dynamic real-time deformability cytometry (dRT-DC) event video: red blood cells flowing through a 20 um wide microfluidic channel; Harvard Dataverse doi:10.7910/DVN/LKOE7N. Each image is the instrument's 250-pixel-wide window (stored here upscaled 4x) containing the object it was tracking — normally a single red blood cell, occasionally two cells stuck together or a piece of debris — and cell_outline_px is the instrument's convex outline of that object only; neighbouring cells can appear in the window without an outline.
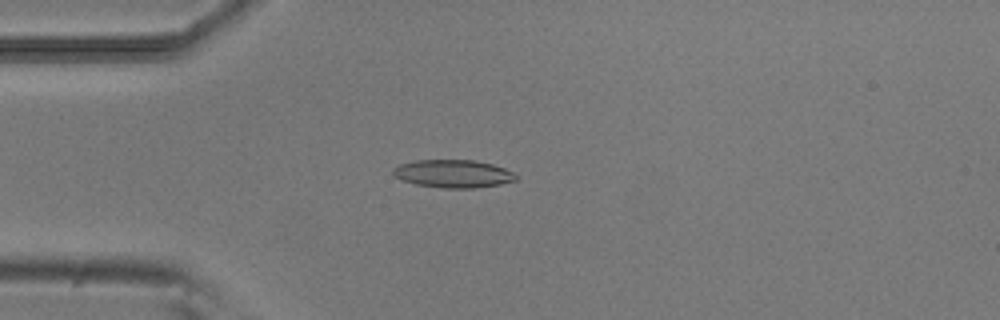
{"species": "common noctule bat (a hibernating species)", "species_latin": "Nyctalus noctula", "temperature_condition": "room temperature", "stored_images_in_passage": 42, "camera_frame_rate_fps": 3000, "um_per_image_px": 0.085, "animal": {"sex": "male", "body_mass_g": 20.5, "forearm_length_mm": 52.5}, "frame": {"image": 1, "passage_image": 3, "time_ms": 0.667, "image_size_px": [1000, 320], "cell_outline_px": [[516, 180], [500, 184], [476, 188], [444, 188], [416, 184], [404, 180], [396, 176], [392, 172], [392, 168], [400, 164], [416, 160], [476, 160], [492, 164], [504, 168], [512, 172], [516, 176]], "centroid_in_image_um": [38.52, 14.76], "position_along_channel_um": 46.5, "area_um2": 19.83}}
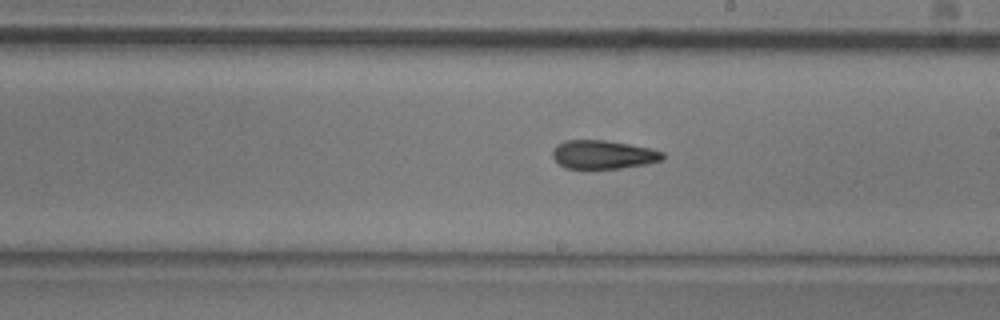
{"frame": {"image": 2, "passage_image": 19, "time_ms": 6.0, "image_size_px": [1000, 320], "cell_outline_px": [[664, 160], [648, 164], [620, 168], [564, 168], [552, 156], [552, 152], [556, 144], [564, 140], [604, 140], [628, 144], [648, 148], [664, 152]], "centroid_in_image_um": [51.27, 13.14], "position_along_channel_um": 237.7, "area_um2": 18.32}}
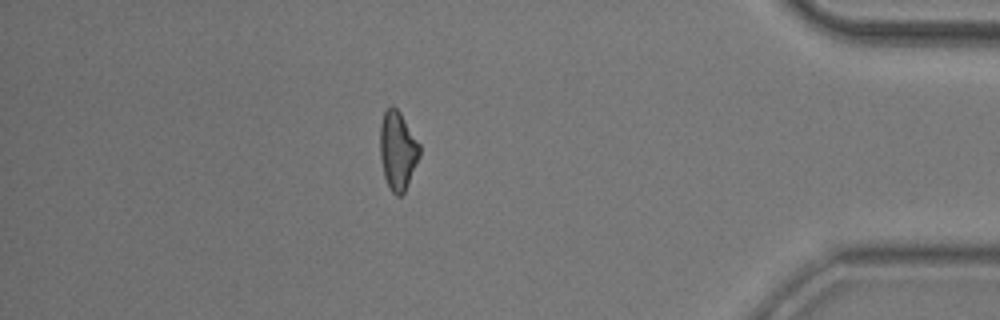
{"frame": {"image": 3, "passage_image": 35, "time_ms": 11.333, "image_size_px": [1000, 320], "cell_outline_px": [[420, 156], [404, 192], [400, 196], [396, 196], [392, 192], [384, 176], [380, 156], [380, 124], [384, 112], [392, 104], [400, 112], [420, 144]], "centroid_in_image_um": [33.8, 12.78], "position_along_channel_um": 401.4, "area_um2": 18.03}, "authors_computed_cell_mechanics": {"area_um2": 18.3804, "velocity_mm_per_s": 3.832, "shape_relaxation_time_tau1_ms": 5.4727, "shape_relaxation_time_tau2_ms": 5.1802, "deformation_change_tau1": 0.1644, "deformation_change_tau2": 0.1562}}